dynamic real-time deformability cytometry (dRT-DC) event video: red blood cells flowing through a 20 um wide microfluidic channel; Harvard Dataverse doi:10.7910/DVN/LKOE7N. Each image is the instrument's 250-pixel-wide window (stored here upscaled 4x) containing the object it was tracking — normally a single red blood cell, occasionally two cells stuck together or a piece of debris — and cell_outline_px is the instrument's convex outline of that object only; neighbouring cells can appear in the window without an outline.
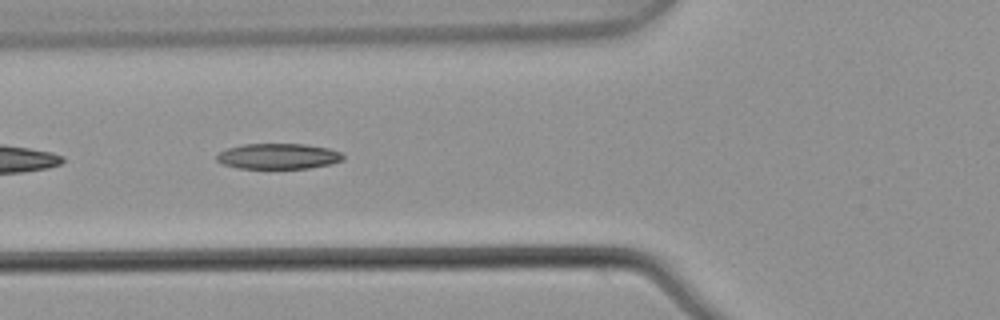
{"species": "common noctule bat (a hibernating species)", "species_latin": "Nyctalus noctula", "temperature_condition": "warm", "stored_images_in_passage": 7, "camera_frame_rate_fps": 3000, "um_per_image_px": 0.085, "animal": {"sex": "male", "body_mass_g": 21.5, "forearm_length_mm": 52.0}, "frame": {"image": 1, "passage_image": 6, "time_ms": 1.667, "image_size_px": [1000, 320], "cell_outline_px": [[344, 160], [332, 164], [308, 168], [240, 168], [220, 164], [216, 160], [216, 156], [220, 152], [228, 148], [240, 144], [304, 144], [328, 148], [340, 152], [344, 156]], "centroid_in_image_um": [23.65, 13.28], "position_along_channel_um": 102.2, "area_um2": 18.9}}
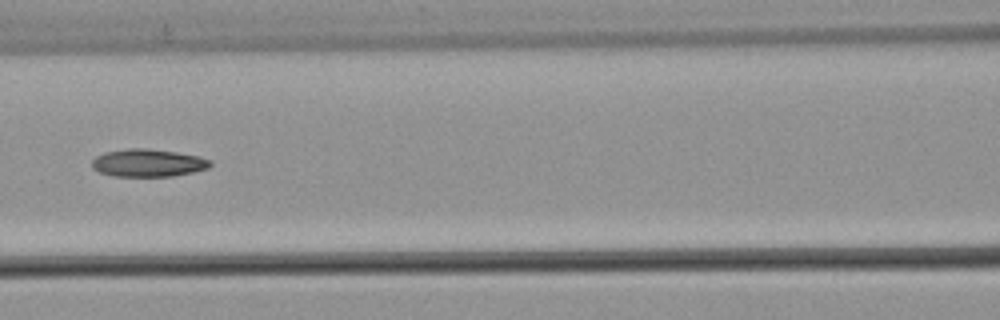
{"frame": {"image": 2, "passage_image": 7, "time_ms": 2.0, "image_size_px": [1000, 320], "cell_outline_px": [[212, 164], [208, 168], [192, 172], [172, 176], [112, 176], [100, 172], [92, 168], [92, 160], [96, 156], [104, 152], [128, 148], [148, 148], [176, 152], [200, 156], [212, 160]], "centroid_in_image_um": [12.59, 13.84], "position_along_channel_um": 154.0, "area_um2": 19.19}}